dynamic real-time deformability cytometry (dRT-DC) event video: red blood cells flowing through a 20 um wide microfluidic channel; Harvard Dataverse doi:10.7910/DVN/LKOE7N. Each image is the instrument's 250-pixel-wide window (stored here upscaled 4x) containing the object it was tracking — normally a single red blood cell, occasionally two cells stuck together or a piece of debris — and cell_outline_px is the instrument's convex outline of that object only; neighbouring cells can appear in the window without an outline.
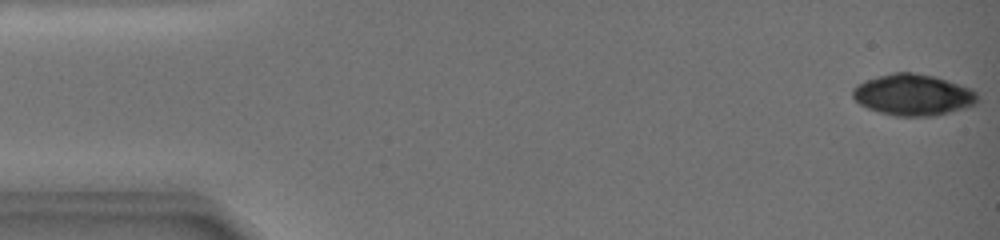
{"species": "common noctule bat (a hibernating species)", "species_latin": "Nyctalus noctula", "temperature_condition": "warm", "stored_images_in_passage": 14, "camera_frame_rate_fps": 3000, "um_per_image_px": 0.085, "animal": {"sex": "female", "body_mass_g": 19.0, "forearm_length_mm": 51.5}, "frame": {"image": 1, "passage_image": 1, "time_ms": 0.0, "image_size_px": [1000, 240], "cell_outline_px": [[980, 100], [976, 104], [964, 108], [936, 116], [896, 116], [880, 112], [868, 108], [860, 104], [852, 96], [852, 88], [856, 84], [864, 80], [892, 72], [912, 72], [932, 76], [972, 88], [980, 96]], "centroid_in_image_um": [77.62, 8.06], "position_along_channel_um": 7.4, "area_um2": 30.23}}
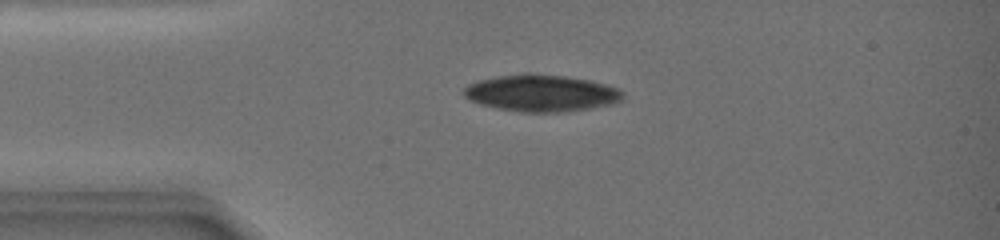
{"frame": {"image": 2, "passage_image": 11, "time_ms": 4.333, "image_size_px": [1000, 240], "cell_outline_px": [[624, 96], [620, 100], [608, 104], [588, 108], [564, 112], [520, 112], [496, 108], [480, 104], [468, 100], [460, 92], [468, 84], [476, 80], [496, 76], [520, 72], [532, 72], [564, 76], [588, 80], [604, 84], [616, 88], [624, 92]], "centroid_in_image_um": [45.9, 7.89], "position_along_channel_um": 39.1, "area_um2": 34.45}}